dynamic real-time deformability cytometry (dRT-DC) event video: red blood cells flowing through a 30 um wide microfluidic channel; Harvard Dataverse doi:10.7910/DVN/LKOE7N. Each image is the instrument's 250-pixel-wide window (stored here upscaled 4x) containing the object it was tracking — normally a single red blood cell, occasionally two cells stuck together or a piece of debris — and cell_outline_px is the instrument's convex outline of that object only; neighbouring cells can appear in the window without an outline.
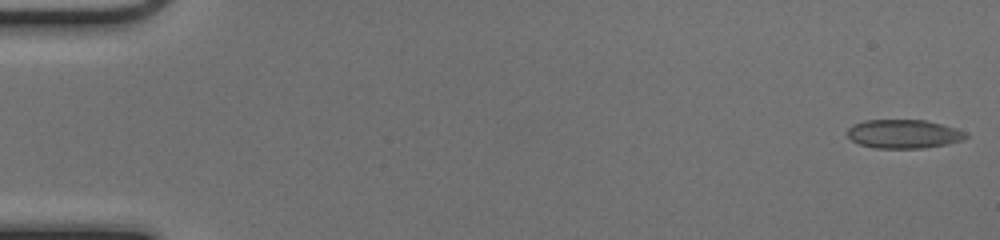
{"species": "common noctule bat (a hibernating species)", "species_latin": "Nyctalus noctula", "temperature_condition": "cold", "stored_images_in_passage": 50, "camera_frame_rate_fps": 3000, "um_per_image_px": 0.085, "animal": {"sex": "female", "body_mass_g": 17.0, "forearm_length_mm": 48.0}, "frame": {"image": 1, "passage_image": 1, "time_ms": 0.0, "image_size_px": [1000, 240], "cell_outline_px": [[968, 136], [964, 140], [948, 144], [924, 148], [876, 148], [860, 144], [852, 140], [848, 136], [848, 128], [852, 124], [864, 120], [924, 120], [956, 128], [964, 132]], "centroid_in_image_um": [76.81, 11.38], "position_along_channel_um": 8.2, "area_um2": 19.83}}
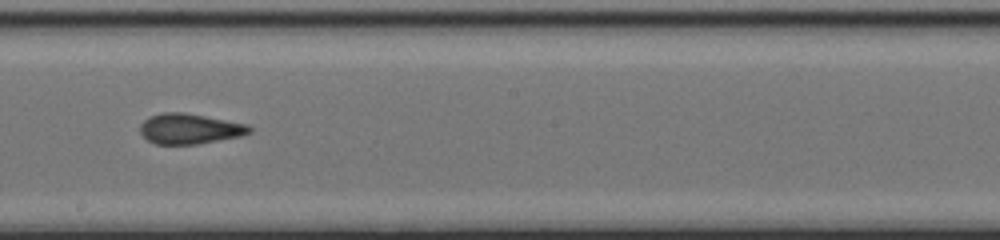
{"frame": {"image": 2, "passage_image": 29, "time_ms": 9.333, "image_size_px": [1000, 240], "cell_outline_px": [[252, 132], [240, 136], [196, 144], [156, 144], [148, 140], [140, 132], [140, 124], [148, 116], [160, 112], [184, 112], [248, 124], [252, 128]], "centroid_in_image_um": [16.11, 10.93], "position_along_channel_um": 232.1, "area_um2": 19.36}}
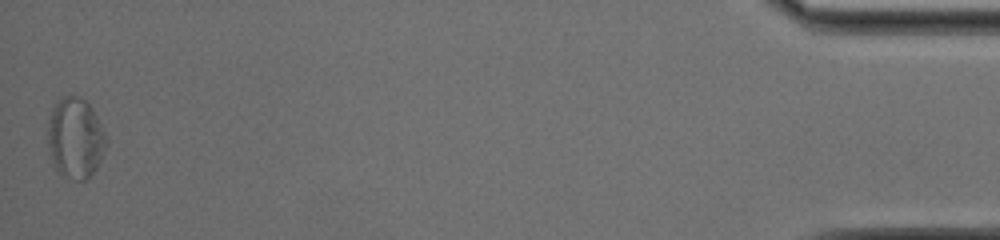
{"frame": {"image": 3, "passage_image": 50, "time_ms": 16.333, "image_size_px": [1000, 240], "cell_outline_px": [[108, 144], [96, 168], [84, 180], [76, 180], [60, 172], [56, 168], [52, 160], [48, 144], [48, 120], [52, 108], [64, 96], [80, 96], [92, 108], [108, 136]], "centroid_in_image_um": [6.43, 11.71], "position_along_channel_um": 428.8, "area_um2": 27.22}, "authors_computed_cell_mechanics": {"area_um2": 19.8254, "velocity_mm_per_s": 4.1289, "shape_relaxation_time_tau1_ms": 2.7365, "shape_relaxation_time_tau2_ms": 1.6296, "deformation_change_tau1": 0.1162, "deformation_change_tau2": 0.0986}}